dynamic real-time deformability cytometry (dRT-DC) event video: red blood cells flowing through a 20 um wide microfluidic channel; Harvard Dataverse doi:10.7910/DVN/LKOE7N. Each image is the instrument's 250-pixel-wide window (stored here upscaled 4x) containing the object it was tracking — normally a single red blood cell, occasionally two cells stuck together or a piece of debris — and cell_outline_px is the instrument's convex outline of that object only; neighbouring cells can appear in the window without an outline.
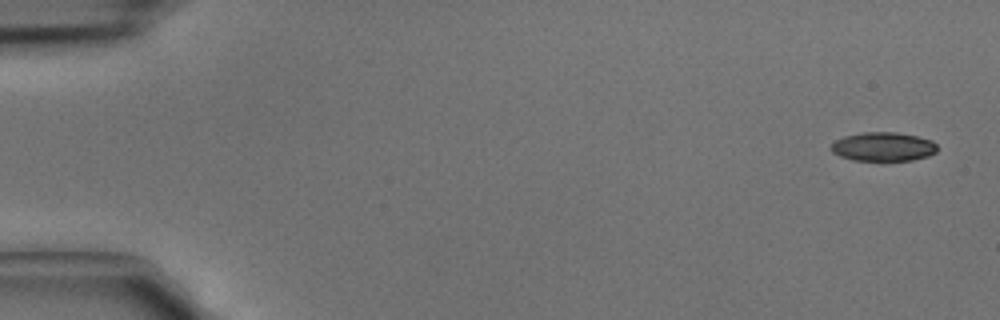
{"species": "common noctule bat (a hibernating species)", "species_latin": "Nyctalus noctula", "temperature_condition": "cold", "stored_images_in_passage": 4, "camera_frame_rate_fps": 3000, "um_per_image_px": 0.085, "animal": {"sex": "male", "body_mass_g": 15.6}, "frame": {"image": 1, "passage_image": 1, "time_ms": 0.0, "image_size_px": [1000, 320], "cell_outline_px": [[936, 152], [928, 156], [912, 160], [852, 160], [840, 156], [832, 152], [828, 148], [836, 140], [844, 136], [864, 132], [896, 132], [916, 136], [932, 140], [936, 144]], "centroid_in_image_um": [75.05, 12.46], "position_along_channel_um": 9.9, "area_um2": 17.86}}
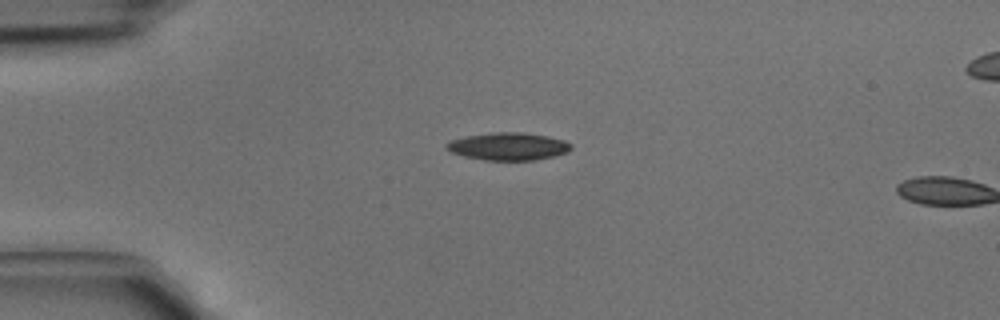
{"frame": {"image": 2, "passage_image": 3, "time_ms": 0.667, "image_size_px": [1000, 320], "cell_outline_px": [[572, 148], [568, 152], [552, 156], [532, 160], [484, 160], [464, 156], [452, 152], [444, 148], [444, 144], [448, 140], [464, 136], [492, 132], [520, 132], [548, 136], [564, 140], [572, 144]], "centroid_in_image_um": [43.15, 12.43], "position_along_channel_um": 41.8, "area_um2": 20.17}}